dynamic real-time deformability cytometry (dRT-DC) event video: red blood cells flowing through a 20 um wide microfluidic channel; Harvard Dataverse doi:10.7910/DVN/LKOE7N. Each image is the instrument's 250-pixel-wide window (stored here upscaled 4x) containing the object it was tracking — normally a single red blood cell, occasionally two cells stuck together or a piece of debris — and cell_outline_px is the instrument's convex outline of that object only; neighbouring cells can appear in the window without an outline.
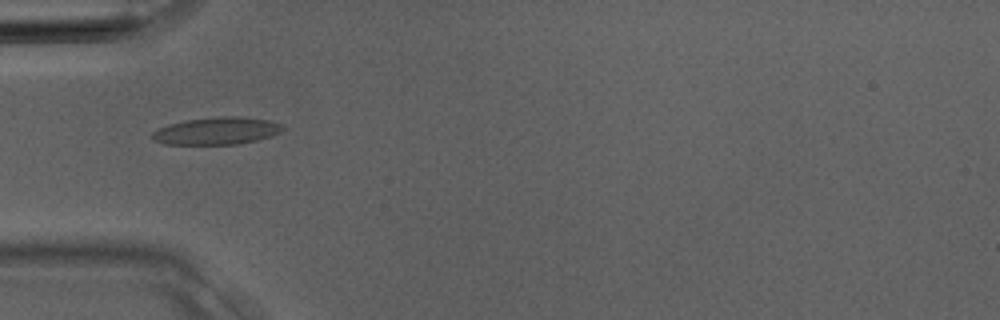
{"species": "Egyptian fruit bat (a non-hibernating species)", "species_latin": "Rousettus aegyptiacus", "temperature_condition": "room temperature", "stored_images_in_passage": 1, "camera_frame_rate_fps": 3000, "um_per_image_px": 0.085, "animal": {"sex": "male"}, "frame": {"image": 1, "passage_image": 1, "time_ms": 0.0, "image_size_px": [1000, 320], "cell_outline_px": [[284, 128], [280, 132], [272, 136], [240, 144], [164, 144], [152, 140], [152, 132], [168, 124], [188, 120], [220, 116], [240, 116], [268, 120], [280, 124]], "centroid_in_image_um": [18.42, 11.13], "position_along_channel_um": 66.6, "area_um2": 20.69}}